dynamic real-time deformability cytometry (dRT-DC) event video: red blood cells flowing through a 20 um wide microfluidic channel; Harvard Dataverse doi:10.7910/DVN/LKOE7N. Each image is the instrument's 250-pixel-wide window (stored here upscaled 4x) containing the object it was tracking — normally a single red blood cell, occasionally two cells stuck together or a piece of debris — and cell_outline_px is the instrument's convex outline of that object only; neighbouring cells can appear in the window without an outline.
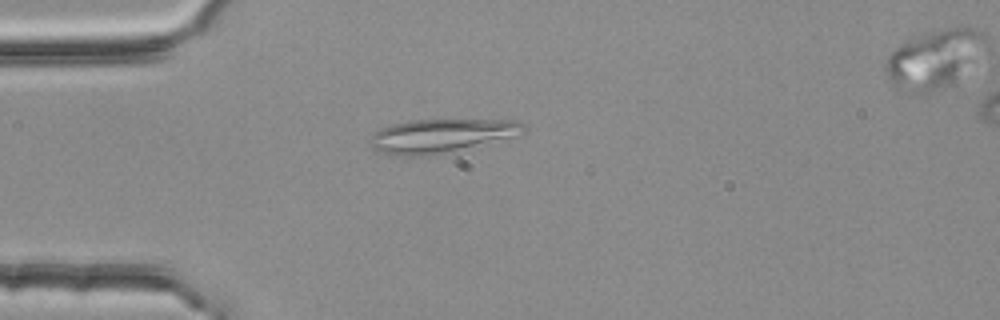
{"species": "common noctule bat (a hibernating species)", "species_latin": "Nyctalus noctula", "temperature_condition": "room temperature", "stored_images_in_passage": 3, "segment_of_instrument_passage": [1, 2], "camera_frame_rate_fps": 3000, "um_per_image_px": 0.085, "animal": {"sex": "female", "body_mass_g": 25.1}, "frame": {"image": 1, "passage_image": 2, "time_ms": 0.333, "image_size_px": [1000, 320], "cell_outline_px": [[528, 128], [524, 132], [512, 136], [452, 152], [432, 156], [404, 156], [384, 152], [372, 148], [368, 140], [372, 132], [392, 124], [412, 120], [516, 120], [524, 124]], "centroid_in_image_um": [37.47, 11.54], "position_along_channel_um": 47.5, "area_um2": 30.11}}